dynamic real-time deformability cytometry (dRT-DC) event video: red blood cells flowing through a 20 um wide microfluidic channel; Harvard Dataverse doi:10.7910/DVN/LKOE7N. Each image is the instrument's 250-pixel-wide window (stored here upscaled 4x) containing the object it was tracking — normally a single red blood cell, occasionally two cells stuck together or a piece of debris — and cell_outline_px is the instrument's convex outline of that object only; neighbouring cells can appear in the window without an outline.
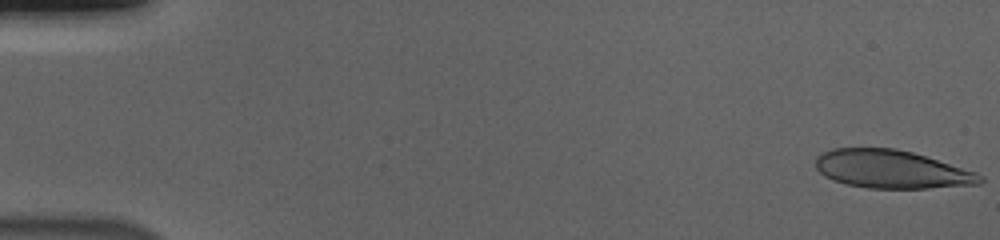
{"species": "human", "species_latin": "Homo sapiens", "temperature_condition": "cold", "stored_images_in_passage": 55, "camera_frame_rate_fps": 3000, "um_per_image_px": 0.085, "donor": {"sex": "male"}, "frame": {"image": 1, "passage_image": 1, "time_ms": 0.0, "image_size_px": [1000, 240], "cell_outline_px": [[984, 180], [980, 184], [928, 188], [868, 188], [848, 184], [832, 180], [824, 176], [816, 168], [816, 156], [820, 152], [832, 148], [896, 148], [912, 152], [976, 172], [984, 176]], "centroid_in_image_um": [75.76, 14.38], "position_along_channel_um": 9.2, "area_um2": 36.59}}
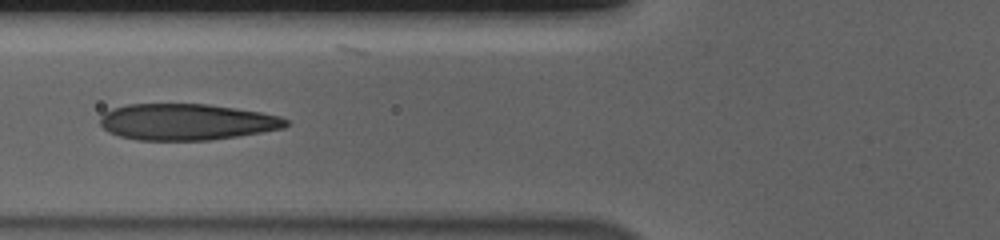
{"frame": {"image": 2, "passage_image": 22, "time_ms": 7.0, "image_size_px": [1000, 240], "cell_outline_px": [[288, 124], [284, 128], [236, 136], [208, 140], [136, 140], [120, 136], [108, 132], [100, 124], [100, 116], [104, 112], [112, 108], [128, 104], [208, 104], [236, 108], [260, 112], [280, 116], [288, 120]], "centroid_in_image_um": [15.83, 10.36], "position_along_channel_um": 110.0, "area_um2": 39.3}}
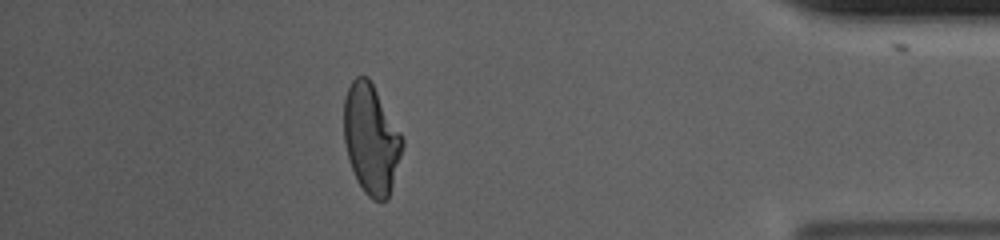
{"frame": {"image": 3, "passage_image": 49, "time_ms": 16.0, "image_size_px": [1000, 240], "cell_outline_px": [[404, 144], [388, 200], [372, 200], [364, 192], [356, 180], [348, 156], [344, 140], [344, 96], [352, 80], [356, 76], [368, 76], [400, 132], [404, 140]], "centroid_in_image_um": [31.54, 11.83], "position_along_channel_um": 403.7, "area_um2": 37.17}, "authors_computed_cell_mechanics": {"area_um2": 38.6682, "velocity_mm_per_s": 3.6982, "shape_relaxation_time_tau1_ms": 6.3498, "shape_relaxation_time_tau2_ms": 1.0722, "deformation_change_tau1": 0.2183, "deformation_change_tau2": 0.0698}}